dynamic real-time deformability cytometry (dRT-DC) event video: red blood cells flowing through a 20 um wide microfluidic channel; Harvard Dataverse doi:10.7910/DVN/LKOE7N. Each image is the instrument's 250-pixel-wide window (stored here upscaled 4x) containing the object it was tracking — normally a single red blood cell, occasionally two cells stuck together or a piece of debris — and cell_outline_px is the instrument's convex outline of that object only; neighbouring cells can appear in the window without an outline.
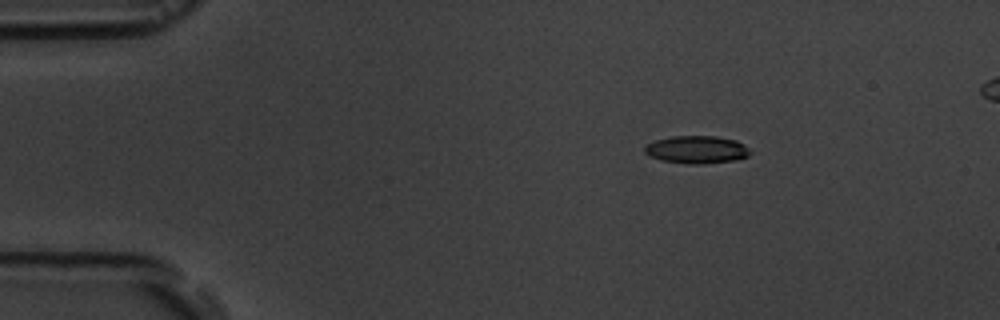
{"species": "common noctule bat (a hibernating species)", "species_latin": "Nyctalus noctula", "temperature_condition": "room temperature", "stored_images_in_passage": 6, "segment_of_instrument_passage": [1, 2], "camera_frame_rate_fps": 3000, "um_per_image_px": 0.085, "animal": {"sex": "male", "body_mass_g": 19.5, "forearm_length_mm": 54.6}, "frame": {"image": 1, "passage_image": 3, "time_ms": 2.0, "image_size_px": [1000, 320], "cell_outline_px": [[752, 152], [748, 156], [736, 160], [704, 164], [688, 164], [660, 160], [648, 156], [644, 152], [644, 148], [648, 144], [656, 140], [672, 136], [716, 136], [736, 140], [744, 144]], "centroid_in_image_um": [59.23, 12.72], "position_along_channel_um": 25.8, "area_um2": 17.17}}